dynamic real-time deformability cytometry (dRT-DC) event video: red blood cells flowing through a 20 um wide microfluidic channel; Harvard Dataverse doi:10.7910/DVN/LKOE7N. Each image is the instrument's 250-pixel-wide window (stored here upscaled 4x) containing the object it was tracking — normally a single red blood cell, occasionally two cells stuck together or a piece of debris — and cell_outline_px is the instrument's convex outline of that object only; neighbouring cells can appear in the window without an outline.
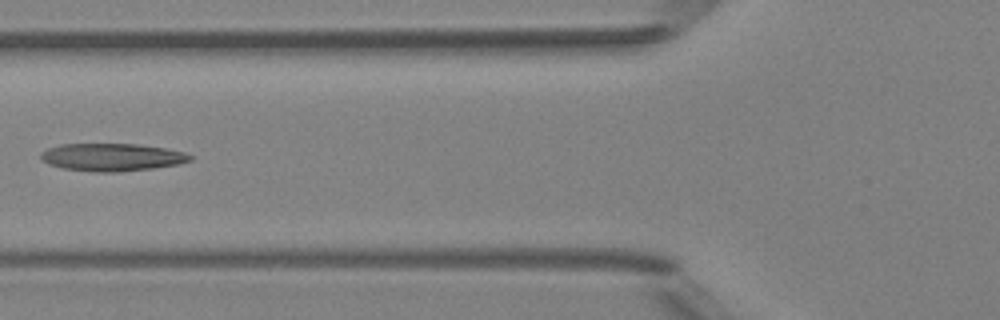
{"species": "Egyptian fruit bat (a non-hibernating species)", "species_latin": "Rousettus aegyptiacus", "temperature_condition": "room temperature", "stored_images_in_passage": 6, "camera_frame_rate_fps": 3000, "um_per_image_px": 0.085, "animal": {"sex": "female"}, "frame": {"image": 1, "passage_image": 6, "time_ms": 5.667, "image_size_px": [1000, 320], "cell_outline_px": [[192, 160], [180, 164], [152, 168], [116, 172], [96, 172], [64, 168], [48, 164], [40, 160], [40, 152], [48, 148], [60, 144], [136, 144], [164, 148], [184, 152], [192, 156]], "centroid_in_image_um": [9.49, 13.36], "position_along_channel_um": 116.3, "area_um2": 24.04}}